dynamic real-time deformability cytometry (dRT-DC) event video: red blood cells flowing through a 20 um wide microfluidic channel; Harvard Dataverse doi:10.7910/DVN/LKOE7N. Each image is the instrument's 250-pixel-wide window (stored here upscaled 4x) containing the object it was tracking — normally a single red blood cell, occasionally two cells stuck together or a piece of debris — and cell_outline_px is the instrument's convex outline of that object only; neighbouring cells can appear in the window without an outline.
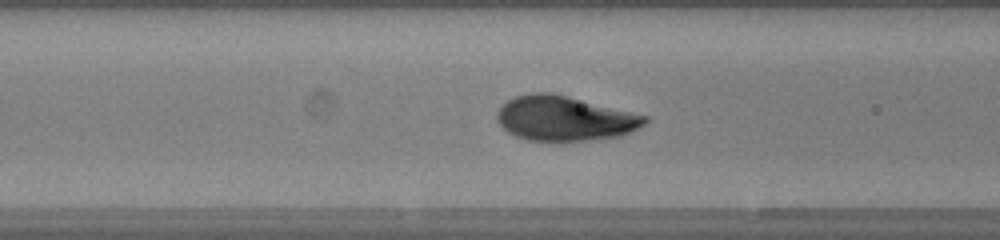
{"species": "human", "species_latin": "Homo sapiens", "temperature_condition": "warm", "stored_images_in_passage": 46, "camera_frame_rate_fps": 3000, "um_per_image_px": 0.085, "donor": {"sex": "female"}, "frame": {"image": 1, "passage_image": 18, "time_ms": 5.667, "image_size_px": [1000, 240], "cell_outline_px": [[648, 120], [644, 124], [620, 136], [600, 140], [560, 144], [556, 144], [528, 140], [516, 136], [508, 132], [496, 120], [496, 112], [508, 100], [516, 96], [532, 92], [552, 92], [648, 116]], "centroid_in_image_um": [47.97, 10.11], "position_along_channel_um": 118.6, "area_um2": 39.42}}
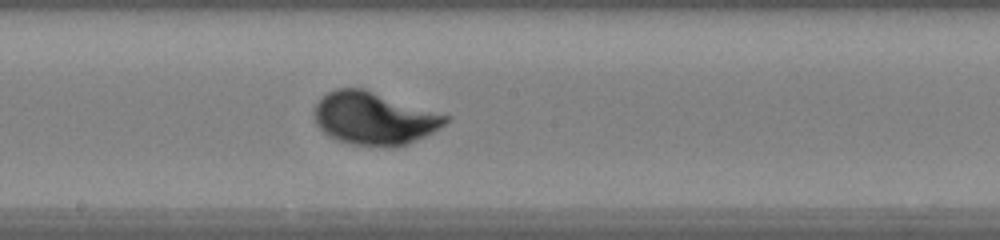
{"frame": {"image": 2, "passage_image": 25, "time_ms": 8.0, "image_size_px": [1000, 240], "cell_outline_px": [[452, 116], [444, 124], [432, 132], [408, 144], [396, 148], [388, 148], [352, 144], [336, 140], [328, 136], [316, 124], [312, 112], [316, 104], [328, 92], [336, 88], [364, 88]], "centroid_in_image_um": [31.8, 10.07], "position_along_channel_um": 216.4, "area_um2": 40.75}}
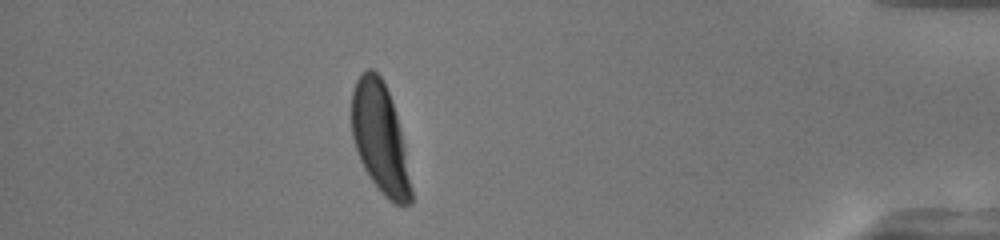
{"frame": {"image": 3, "passage_image": 42, "time_ms": 13.667, "image_size_px": [1000, 240], "cell_outline_px": [[412, 204], [392, 204], [380, 192], [364, 168], [360, 160], [352, 136], [352, 92], [356, 80], [368, 68], [372, 68], [380, 76], [388, 92], [396, 116], [404, 148], [412, 192]], "centroid_in_image_um": [32.29, 11.77], "position_along_channel_um": 402.9, "area_um2": 37.4}, "authors_computed_cell_mechanics": {"area_um2": 38.148, "velocity_mm_per_s": 4.2043, "shape_relaxation_time_tau1_ms": 1.9186, "shape_relaxation_time_tau2_ms": null, "deformation_change_tau1": 0.1435, "deformation_change_tau2": null}}